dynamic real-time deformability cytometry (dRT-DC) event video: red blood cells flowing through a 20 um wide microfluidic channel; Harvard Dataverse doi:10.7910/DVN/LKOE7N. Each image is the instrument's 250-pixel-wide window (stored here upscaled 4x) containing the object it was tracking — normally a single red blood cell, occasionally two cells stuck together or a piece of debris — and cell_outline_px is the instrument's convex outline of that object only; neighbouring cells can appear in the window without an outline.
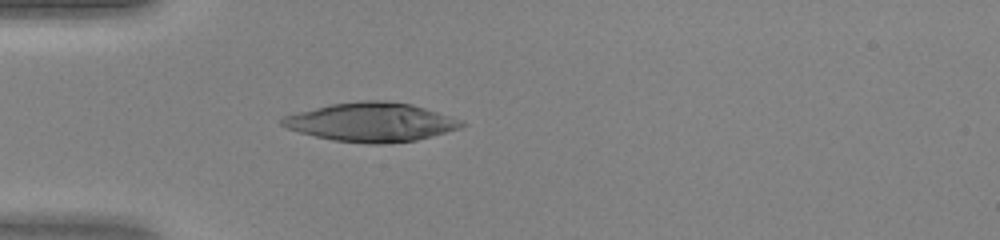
{"species": "human", "species_latin": "Homo sapiens", "temperature_condition": "warm", "stored_images_in_passage": 33, "camera_frame_rate_fps": 3000, "um_per_image_px": 0.085, "donor": {"sex": "female"}, "frame": {"image": 1, "passage_image": 1, "time_ms": 0.0, "image_size_px": [1000, 240], "cell_outline_px": [[468, 124], [460, 128], [432, 136], [416, 140], [380, 144], [368, 144], [332, 140], [300, 132], [288, 128], [280, 124], [280, 120], [284, 116], [296, 112], [332, 104], [360, 100], [384, 100], [412, 104], [464, 120]], "centroid_in_image_um": [31.59, 10.38], "position_along_channel_um": 53.4, "area_um2": 40.69}}
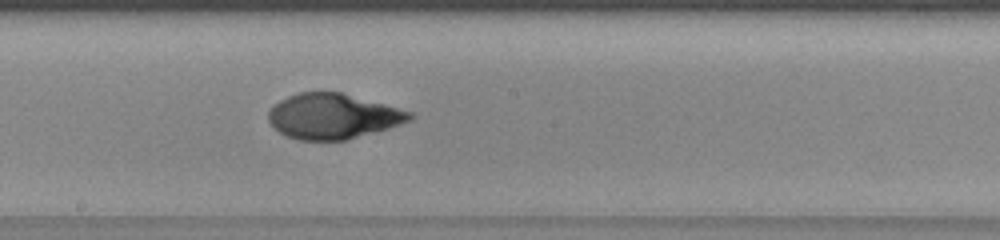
{"frame": {"image": 2, "passage_image": 13, "time_ms": 4.0, "image_size_px": [1000, 240], "cell_outline_px": [[416, 116], [412, 120], [400, 124], [344, 140], [300, 140], [288, 136], [280, 132], [268, 120], [268, 112], [280, 100], [296, 92], [340, 92], [412, 112]], "centroid_in_image_um": [28.29, 9.87], "position_along_channel_um": 219.9, "area_um2": 36.65}}
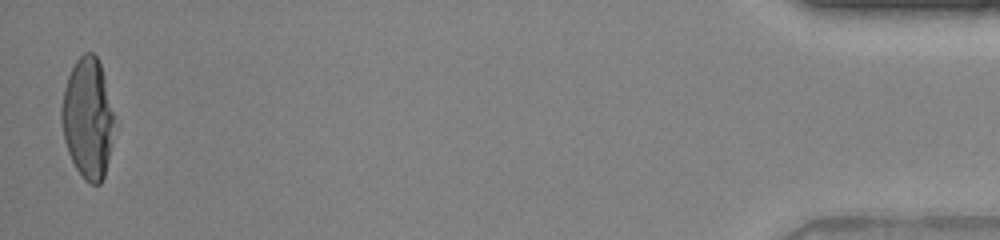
{"frame": {"image": 3, "passage_image": 33, "time_ms": 10.667, "image_size_px": [1000, 240], "cell_outline_px": [[112, 144], [104, 176], [100, 184], [92, 184], [84, 180], [76, 168], [68, 152], [64, 140], [60, 120], [60, 108], [64, 88], [68, 76], [76, 60], [84, 52], [92, 52], [96, 56], [100, 64], [104, 76], [112, 112]], "centroid_in_image_um": [7.42, 10.06], "position_along_channel_um": 427.8, "area_um2": 36.76}}